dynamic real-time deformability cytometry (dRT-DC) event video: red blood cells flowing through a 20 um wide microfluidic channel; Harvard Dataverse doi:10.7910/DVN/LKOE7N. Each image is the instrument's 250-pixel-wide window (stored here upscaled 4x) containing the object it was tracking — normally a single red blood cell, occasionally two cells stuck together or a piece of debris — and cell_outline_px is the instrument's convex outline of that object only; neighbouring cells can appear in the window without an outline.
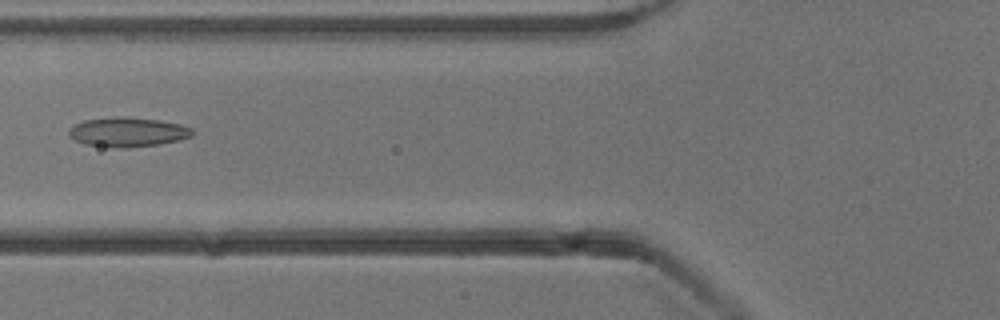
{"species": "common noctule bat (a hibernating species)", "species_latin": "Nyctalus noctula", "temperature_condition": "cold", "stored_images_in_passage": 6, "camera_frame_rate_fps": 3000, "um_per_image_px": 0.085, "animal": {"sex": "male", "body_mass_g": 13.3}, "frame": {"image": 1, "passage_image": 6, "time_ms": 6.667, "image_size_px": [1000, 320], "cell_outline_px": [[192, 136], [160, 144], [124, 148], [112, 148], [84, 144], [68, 136], [68, 128], [84, 120], [116, 116], [128, 116], [160, 120], [180, 124], [192, 128]], "centroid_in_image_um": [10.81, 11.22], "position_along_channel_um": 115.0, "area_um2": 21.39}}